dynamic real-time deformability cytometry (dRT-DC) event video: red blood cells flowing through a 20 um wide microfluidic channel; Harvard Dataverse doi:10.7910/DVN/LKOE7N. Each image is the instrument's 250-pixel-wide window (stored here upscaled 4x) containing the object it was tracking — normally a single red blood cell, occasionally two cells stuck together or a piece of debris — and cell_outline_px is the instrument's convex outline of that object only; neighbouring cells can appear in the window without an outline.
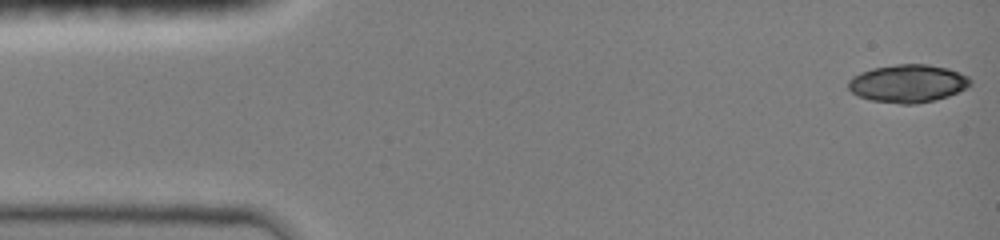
{"species": "common noctule bat (a hibernating species)", "species_latin": "Nyctalus noctula", "temperature_condition": "room temperature", "stored_images_in_passage": 39, "camera_frame_rate_fps": 3000, "um_per_image_px": 0.085, "animal": {"sex": "female", "body_mass_g": 19.0, "forearm_length_mm": 51.5}, "frame": {"image": 1, "passage_image": 1, "time_ms": 0.0, "image_size_px": [1000, 240], "cell_outline_px": [[972, 84], [948, 96], [916, 104], [900, 104], [872, 100], [860, 96], [852, 92], [848, 88], [848, 80], [852, 76], [860, 72], [872, 68], [896, 64], [928, 64], [948, 68], [968, 76], [972, 80]], "centroid_in_image_um": [77.15, 7.08], "position_along_channel_um": 7.8, "area_um2": 26.88}}
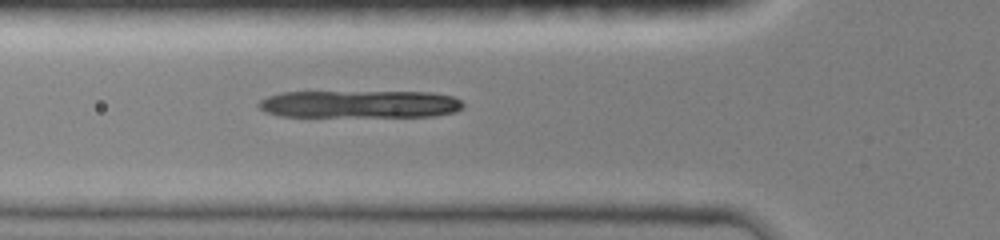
{"frame": {"image": 2, "passage_image": 29, "time_ms": 5.0, "image_size_px": [1000, 240], "cell_outline_px": [[464, 108], [456, 112], [436, 116], [280, 116], [264, 112], [256, 104], [260, 100], [268, 96], [280, 92], [432, 92], [452, 96], [460, 100], [464, 104]], "centroid_in_image_um": [30.59, 8.85], "position_along_channel_um": 95.2, "area_um2": 33.0}}